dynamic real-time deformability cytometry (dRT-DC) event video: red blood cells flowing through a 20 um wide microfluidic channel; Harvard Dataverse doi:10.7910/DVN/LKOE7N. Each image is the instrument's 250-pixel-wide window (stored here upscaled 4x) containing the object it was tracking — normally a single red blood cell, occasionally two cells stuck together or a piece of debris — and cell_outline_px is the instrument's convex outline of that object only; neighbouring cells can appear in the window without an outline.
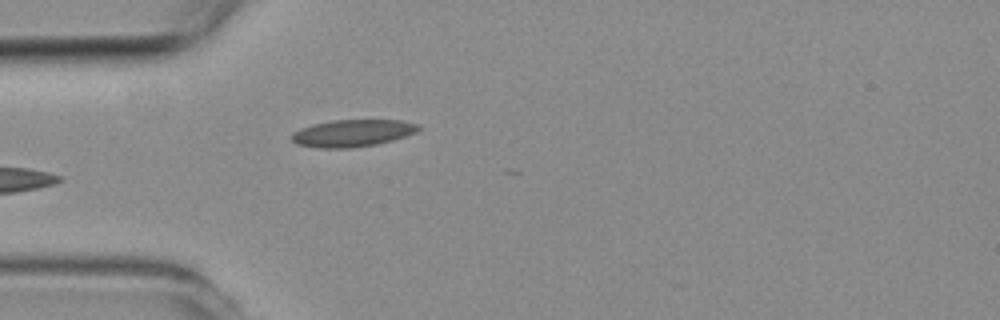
{"species": "common noctule bat (a hibernating species)", "species_latin": "Nyctalus noctula", "temperature_condition": "room temperature", "stored_images_in_passage": 5, "camera_frame_rate_fps": 3000, "um_per_image_px": 0.085, "animal": {"sex": "female", "body_mass_g": 19.3, "forearm_length_mm": 54.1}, "frame": {"image": 1, "passage_image": 5, "time_ms": 4.333, "image_size_px": [1000, 320], "cell_outline_px": [[424, 128], [416, 132], [392, 140], [376, 144], [352, 148], [316, 148], [296, 144], [292, 140], [292, 132], [300, 128], [312, 124], [332, 120], [400, 120], [420, 124]], "centroid_in_image_um": [29.97, 11.31], "position_along_channel_um": 55.0, "area_um2": 20.23}}